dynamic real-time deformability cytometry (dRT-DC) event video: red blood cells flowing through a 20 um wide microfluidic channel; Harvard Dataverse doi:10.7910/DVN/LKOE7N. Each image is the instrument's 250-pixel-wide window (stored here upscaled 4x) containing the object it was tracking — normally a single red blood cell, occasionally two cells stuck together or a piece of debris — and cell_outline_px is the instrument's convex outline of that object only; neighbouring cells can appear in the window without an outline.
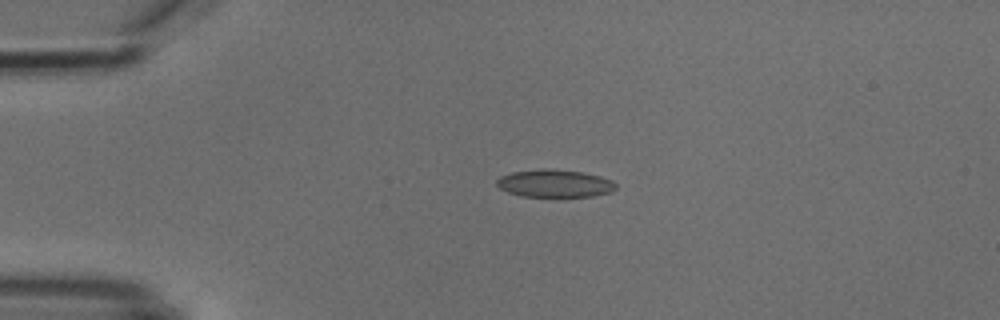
{"species": "common noctule bat (a hibernating species)", "species_latin": "Nyctalus noctula", "temperature_condition": "cold", "stored_images_in_passage": 6, "camera_frame_rate_fps": 3000, "um_per_image_px": 0.085, "animal": {"sex": "male", "body_mass_g": 18.8}, "frame": {"image": 1, "passage_image": 4, "time_ms": 3.667, "image_size_px": [1000, 320], "cell_outline_px": [[616, 188], [612, 192], [592, 196], [520, 196], [508, 192], [500, 188], [496, 184], [496, 180], [500, 176], [512, 172], [544, 168], [548, 168], [584, 172], [600, 176], [612, 180], [616, 184]], "centroid_in_image_um": [47.15, 15.58], "position_along_channel_um": 37.8, "area_um2": 19.25}}
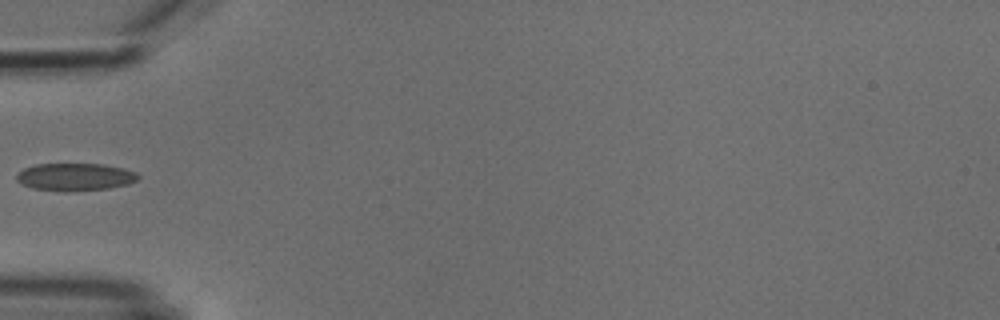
{"frame": {"image": 2, "passage_image": 6, "time_ms": 5.667, "image_size_px": [1000, 320], "cell_outline_px": [[140, 176], [136, 180], [128, 184], [108, 188], [64, 192], [32, 188], [16, 180], [16, 176], [24, 168], [36, 164], [104, 164], [124, 168], [136, 172]], "centroid_in_image_um": [6.39, 15.04], "position_along_channel_um": 78.6, "area_um2": 19.48}}